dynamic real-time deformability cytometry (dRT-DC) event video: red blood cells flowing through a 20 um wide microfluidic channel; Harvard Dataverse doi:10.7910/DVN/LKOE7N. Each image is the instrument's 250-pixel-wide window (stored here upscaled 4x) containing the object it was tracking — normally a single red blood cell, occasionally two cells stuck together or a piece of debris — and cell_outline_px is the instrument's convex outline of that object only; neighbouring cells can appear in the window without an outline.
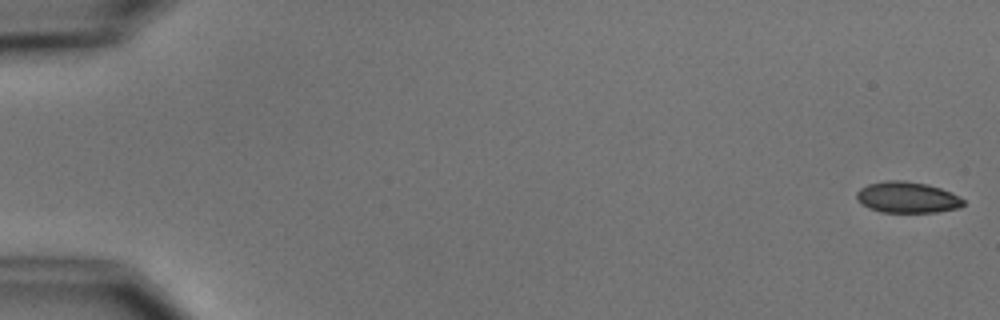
{"species": "common noctule bat (a hibernating species)", "species_latin": "Nyctalus noctula", "temperature_condition": "cold", "stored_images_in_passage": 7, "camera_frame_rate_fps": 3000, "um_per_image_px": 0.085, "animal": {"sex": "male", "body_mass_g": 15.6}, "frame": {"image": 1, "passage_image": 1, "time_ms": 0.0, "image_size_px": [1000, 320], "cell_outline_px": [[964, 204], [956, 208], [936, 212], [880, 212], [868, 208], [856, 196], [856, 192], [860, 188], [868, 184], [888, 180], [904, 180], [928, 184], [952, 192], [960, 196], [964, 200]], "centroid_in_image_um": [77.13, 16.76], "position_along_channel_um": 7.9, "area_um2": 19.31}}
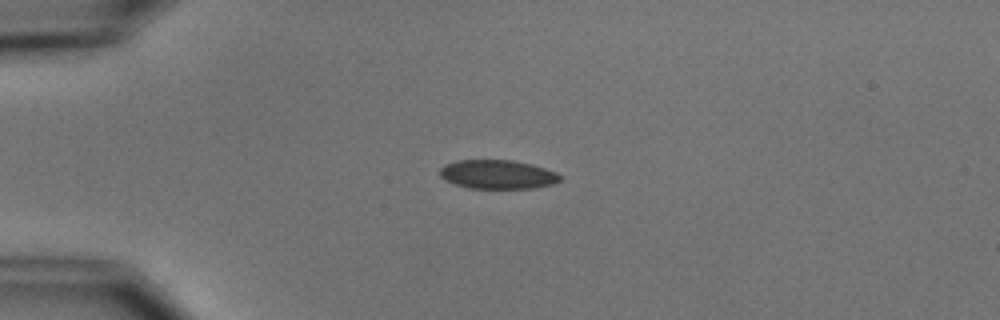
{"frame": {"image": 2, "passage_image": 4, "time_ms": 4.333, "image_size_px": [1000, 320], "cell_outline_px": [[560, 180], [552, 184], [532, 188], [468, 188], [444, 180], [440, 176], [440, 168], [444, 164], [456, 160], [512, 160], [532, 164], [556, 172], [560, 176]], "centroid_in_image_um": [42.26, 14.82], "position_along_channel_um": 42.7, "area_um2": 20.23}}
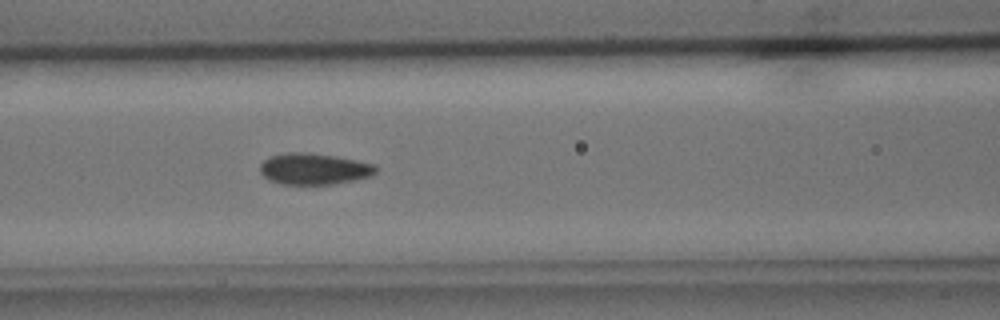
{"frame": {"image": 3, "passage_image": 7, "time_ms": 7.667, "image_size_px": [1000, 320], "cell_outline_px": [[376, 172], [372, 176], [356, 180], [332, 184], [280, 184], [268, 180], [260, 172], [260, 164], [264, 160], [272, 156], [288, 152], [304, 152], [332, 156], [376, 164]], "centroid_in_image_um": [26.68, 14.37], "position_along_channel_um": 139.9, "area_um2": 21.04}}